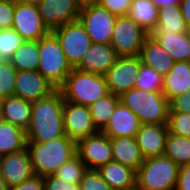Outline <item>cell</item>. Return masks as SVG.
I'll list each match as a JSON object with an SVG mask.
<instances>
[{"label":"cell","instance_id":"obj_1","mask_svg":"<svg viewBox=\"0 0 190 190\" xmlns=\"http://www.w3.org/2000/svg\"><path fill=\"white\" fill-rule=\"evenodd\" d=\"M63 105L64 100L59 90L32 102L31 121L26 130L27 142L45 143L65 135Z\"/></svg>","mask_w":190,"mask_h":190},{"label":"cell","instance_id":"obj_2","mask_svg":"<svg viewBox=\"0 0 190 190\" xmlns=\"http://www.w3.org/2000/svg\"><path fill=\"white\" fill-rule=\"evenodd\" d=\"M27 149L34 174L45 177L77 155V142L63 135L45 143L27 142Z\"/></svg>","mask_w":190,"mask_h":190},{"label":"cell","instance_id":"obj_3","mask_svg":"<svg viewBox=\"0 0 190 190\" xmlns=\"http://www.w3.org/2000/svg\"><path fill=\"white\" fill-rule=\"evenodd\" d=\"M119 98L139 118L141 124H167L169 101L162 91L132 88Z\"/></svg>","mask_w":190,"mask_h":190},{"label":"cell","instance_id":"obj_4","mask_svg":"<svg viewBox=\"0 0 190 190\" xmlns=\"http://www.w3.org/2000/svg\"><path fill=\"white\" fill-rule=\"evenodd\" d=\"M64 101L89 106L109 94L104 75L73 68L58 89Z\"/></svg>","mask_w":190,"mask_h":190},{"label":"cell","instance_id":"obj_5","mask_svg":"<svg viewBox=\"0 0 190 190\" xmlns=\"http://www.w3.org/2000/svg\"><path fill=\"white\" fill-rule=\"evenodd\" d=\"M38 72L57 90L73 69L67 61L60 42L53 32L38 40Z\"/></svg>","mask_w":190,"mask_h":190},{"label":"cell","instance_id":"obj_6","mask_svg":"<svg viewBox=\"0 0 190 190\" xmlns=\"http://www.w3.org/2000/svg\"><path fill=\"white\" fill-rule=\"evenodd\" d=\"M179 166L162 155L144 159L136 171V186L139 190H174Z\"/></svg>","mask_w":190,"mask_h":190},{"label":"cell","instance_id":"obj_7","mask_svg":"<svg viewBox=\"0 0 190 190\" xmlns=\"http://www.w3.org/2000/svg\"><path fill=\"white\" fill-rule=\"evenodd\" d=\"M149 34L128 15L116 18L111 47L118 56H139Z\"/></svg>","mask_w":190,"mask_h":190},{"label":"cell","instance_id":"obj_8","mask_svg":"<svg viewBox=\"0 0 190 190\" xmlns=\"http://www.w3.org/2000/svg\"><path fill=\"white\" fill-rule=\"evenodd\" d=\"M116 18L117 16L94 2L81 5L78 20L92 42L110 44Z\"/></svg>","mask_w":190,"mask_h":190},{"label":"cell","instance_id":"obj_9","mask_svg":"<svg viewBox=\"0 0 190 190\" xmlns=\"http://www.w3.org/2000/svg\"><path fill=\"white\" fill-rule=\"evenodd\" d=\"M60 42L61 48L72 68H76L84 53L92 44L91 38L79 20L68 22L52 31Z\"/></svg>","mask_w":190,"mask_h":190},{"label":"cell","instance_id":"obj_10","mask_svg":"<svg viewBox=\"0 0 190 190\" xmlns=\"http://www.w3.org/2000/svg\"><path fill=\"white\" fill-rule=\"evenodd\" d=\"M140 69L139 56H119L104 74L109 93L120 96L134 88Z\"/></svg>","mask_w":190,"mask_h":190},{"label":"cell","instance_id":"obj_11","mask_svg":"<svg viewBox=\"0 0 190 190\" xmlns=\"http://www.w3.org/2000/svg\"><path fill=\"white\" fill-rule=\"evenodd\" d=\"M12 28L25 41H38L50 32L43 23L37 5L15 2Z\"/></svg>","mask_w":190,"mask_h":190},{"label":"cell","instance_id":"obj_12","mask_svg":"<svg viewBox=\"0 0 190 190\" xmlns=\"http://www.w3.org/2000/svg\"><path fill=\"white\" fill-rule=\"evenodd\" d=\"M63 123L65 135L75 142L98 133L89 106L64 101Z\"/></svg>","mask_w":190,"mask_h":190},{"label":"cell","instance_id":"obj_13","mask_svg":"<svg viewBox=\"0 0 190 190\" xmlns=\"http://www.w3.org/2000/svg\"><path fill=\"white\" fill-rule=\"evenodd\" d=\"M77 155L88 169L98 170L113 160L110 138L102 132L80 139Z\"/></svg>","mask_w":190,"mask_h":190},{"label":"cell","instance_id":"obj_14","mask_svg":"<svg viewBox=\"0 0 190 190\" xmlns=\"http://www.w3.org/2000/svg\"><path fill=\"white\" fill-rule=\"evenodd\" d=\"M81 5L78 0H41L37 6L44 25L52 32L78 20Z\"/></svg>","mask_w":190,"mask_h":190},{"label":"cell","instance_id":"obj_15","mask_svg":"<svg viewBox=\"0 0 190 190\" xmlns=\"http://www.w3.org/2000/svg\"><path fill=\"white\" fill-rule=\"evenodd\" d=\"M0 173L8 189L32 178L35 174L27 147L0 156Z\"/></svg>","mask_w":190,"mask_h":190},{"label":"cell","instance_id":"obj_16","mask_svg":"<svg viewBox=\"0 0 190 190\" xmlns=\"http://www.w3.org/2000/svg\"><path fill=\"white\" fill-rule=\"evenodd\" d=\"M56 90L37 70L17 71L14 95L23 100L35 102L50 96Z\"/></svg>","mask_w":190,"mask_h":190},{"label":"cell","instance_id":"obj_17","mask_svg":"<svg viewBox=\"0 0 190 190\" xmlns=\"http://www.w3.org/2000/svg\"><path fill=\"white\" fill-rule=\"evenodd\" d=\"M168 136L167 124H141L136 141L144 159L162 156Z\"/></svg>","mask_w":190,"mask_h":190},{"label":"cell","instance_id":"obj_18","mask_svg":"<svg viewBox=\"0 0 190 190\" xmlns=\"http://www.w3.org/2000/svg\"><path fill=\"white\" fill-rule=\"evenodd\" d=\"M119 56L110 44L92 42L76 69L104 75Z\"/></svg>","mask_w":190,"mask_h":190},{"label":"cell","instance_id":"obj_19","mask_svg":"<svg viewBox=\"0 0 190 190\" xmlns=\"http://www.w3.org/2000/svg\"><path fill=\"white\" fill-rule=\"evenodd\" d=\"M140 126L139 118L119 101L108 125L101 132L109 138L136 137Z\"/></svg>","mask_w":190,"mask_h":190},{"label":"cell","instance_id":"obj_20","mask_svg":"<svg viewBox=\"0 0 190 190\" xmlns=\"http://www.w3.org/2000/svg\"><path fill=\"white\" fill-rule=\"evenodd\" d=\"M0 104L2 120L26 132L31 121L32 102L14 95L0 99Z\"/></svg>","mask_w":190,"mask_h":190},{"label":"cell","instance_id":"obj_21","mask_svg":"<svg viewBox=\"0 0 190 190\" xmlns=\"http://www.w3.org/2000/svg\"><path fill=\"white\" fill-rule=\"evenodd\" d=\"M190 89V62L177 61L163 77L162 92L170 102Z\"/></svg>","mask_w":190,"mask_h":190},{"label":"cell","instance_id":"obj_22","mask_svg":"<svg viewBox=\"0 0 190 190\" xmlns=\"http://www.w3.org/2000/svg\"><path fill=\"white\" fill-rule=\"evenodd\" d=\"M139 58L142 63L165 76L174 66L175 60L149 35L141 48Z\"/></svg>","mask_w":190,"mask_h":190},{"label":"cell","instance_id":"obj_23","mask_svg":"<svg viewBox=\"0 0 190 190\" xmlns=\"http://www.w3.org/2000/svg\"><path fill=\"white\" fill-rule=\"evenodd\" d=\"M113 160L137 171L144 158L135 137L110 138Z\"/></svg>","mask_w":190,"mask_h":190},{"label":"cell","instance_id":"obj_24","mask_svg":"<svg viewBox=\"0 0 190 190\" xmlns=\"http://www.w3.org/2000/svg\"><path fill=\"white\" fill-rule=\"evenodd\" d=\"M98 171L112 190H126L136 186V171L112 160Z\"/></svg>","mask_w":190,"mask_h":190},{"label":"cell","instance_id":"obj_25","mask_svg":"<svg viewBox=\"0 0 190 190\" xmlns=\"http://www.w3.org/2000/svg\"><path fill=\"white\" fill-rule=\"evenodd\" d=\"M151 36L175 60L190 62V31L184 33H152Z\"/></svg>","mask_w":190,"mask_h":190},{"label":"cell","instance_id":"obj_26","mask_svg":"<svg viewBox=\"0 0 190 190\" xmlns=\"http://www.w3.org/2000/svg\"><path fill=\"white\" fill-rule=\"evenodd\" d=\"M159 9L151 0H132L128 16L151 35L158 23Z\"/></svg>","mask_w":190,"mask_h":190},{"label":"cell","instance_id":"obj_27","mask_svg":"<svg viewBox=\"0 0 190 190\" xmlns=\"http://www.w3.org/2000/svg\"><path fill=\"white\" fill-rule=\"evenodd\" d=\"M179 5L159 9L158 23L153 33H184L189 32Z\"/></svg>","mask_w":190,"mask_h":190},{"label":"cell","instance_id":"obj_28","mask_svg":"<svg viewBox=\"0 0 190 190\" xmlns=\"http://www.w3.org/2000/svg\"><path fill=\"white\" fill-rule=\"evenodd\" d=\"M27 147L26 132L3 120L0 121V156Z\"/></svg>","mask_w":190,"mask_h":190},{"label":"cell","instance_id":"obj_29","mask_svg":"<svg viewBox=\"0 0 190 190\" xmlns=\"http://www.w3.org/2000/svg\"><path fill=\"white\" fill-rule=\"evenodd\" d=\"M119 101L118 95L109 93L89 105L92 122L98 132H101L108 125Z\"/></svg>","mask_w":190,"mask_h":190},{"label":"cell","instance_id":"obj_30","mask_svg":"<svg viewBox=\"0 0 190 190\" xmlns=\"http://www.w3.org/2000/svg\"><path fill=\"white\" fill-rule=\"evenodd\" d=\"M11 65L17 70L36 71L39 65L38 41H24L10 58Z\"/></svg>","mask_w":190,"mask_h":190},{"label":"cell","instance_id":"obj_31","mask_svg":"<svg viewBox=\"0 0 190 190\" xmlns=\"http://www.w3.org/2000/svg\"><path fill=\"white\" fill-rule=\"evenodd\" d=\"M163 155L179 167L190 164V138L168 132Z\"/></svg>","mask_w":190,"mask_h":190},{"label":"cell","instance_id":"obj_32","mask_svg":"<svg viewBox=\"0 0 190 190\" xmlns=\"http://www.w3.org/2000/svg\"><path fill=\"white\" fill-rule=\"evenodd\" d=\"M163 77L155 69L145 65L140 60L139 74L134 88L142 91H162Z\"/></svg>","mask_w":190,"mask_h":190},{"label":"cell","instance_id":"obj_33","mask_svg":"<svg viewBox=\"0 0 190 190\" xmlns=\"http://www.w3.org/2000/svg\"><path fill=\"white\" fill-rule=\"evenodd\" d=\"M87 169V166L82 162L79 156L76 155L64 163L54 175L62 180L69 181L71 184L79 185Z\"/></svg>","mask_w":190,"mask_h":190},{"label":"cell","instance_id":"obj_34","mask_svg":"<svg viewBox=\"0 0 190 190\" xmlns=\"http://www.w3.org/2000/svg\"><path fill=\"white\" fill-rule=\"evenodd\" d=\"M24 41L13 28L0 30V60L9 61Z\"/></svg>","mask_w":190,"mask_h":190},{"label":"cell","instance_id":"obj_35","mask_svg":"<svg viewBox=\"0 0 190 190\" xmlns=\"http://www.w3.org/2000/svg\"><path fill=\"white\" fill-rule=\"evenodd\" d=\"M16 74L10 61L0 60V99L14 96Z\"/></svg>","mask_w":190,"mask_h":190},{"label":"cell","instance_id":"obj_36","mask_svg":"<svg viewBox=\"0 0 190 190\" xmlns=\"http://www.w3.org/2000/svg\"><path fill=\"white\" fill-rule=\"evenodd\" d=\"M168 132L190 138V113L168 112Z\"/></svg>","mask_w":190,"mask_h":190},{"label":"cell","instance_id":"obj_37","mask_svg":"<svg viewBox=\"0 0 190 190\" xmlns=\"http://www.w3.org/2000/svg\"><path fill=\"white\" fill-rule=\"evenodd\" d=\"M79 186L81 190H112L96 169H87Z\"/></svg>","mask_w":190,"mask_h":190},{"label":"cell","instance_id":"obj_38","mask_svg":"<svg viewBox=\"0 0 190 190\" xmlns=\"http://www.w3.org/2000/svg\"><path fill=\"white\" fill-rule=\"evenodd\" d=\"M96 3L111 14L120 17L128 15L132 0H98Z\"/></svg>","mask_w":190,"mask_h":190},{"label":"cell","instance_id":"obj_39","mask_svg":"<svg viewBox=\"0 0 190 190\" xmlns=\"http://www.w3.org/2000/svg\"><path fill=\"white\" fill-rule=\"evenodd\" d=\"M13 15L14 1L0 0V30L12 28Z\"/></svg>","mask_w":190,"mask_h":190},{"label":"cell","instance_id":"obj_40","mask_svg":"<svg viewBox=\"0 0 190 190\" xmlns=\"http://www.w3.org/2000/svg\"><path fill=\"white\" fill-rule=\"evenodd\" d=\"M44 190H81V188L52 174L44 177Z\"/></svg>","mask_w":190,"mask_h":190},{"label":"cell","instance_id":"obj_41","mask_svg":"<svg viewBox=\"0 0 190 190\" xmlns=\"http://www.w3.org/2000/svg\"><path fill=\"white\" fill-rule=\"evenodd\" d=\"M169 112L190 113V89L169 102Z\"/></svg>","mask_w":190,"mask_h":190},{"label":"cell","instance_id":"obj_42","mask_svg":"<svg viewBox=\"0 0 190 190\" xmlns=\"http://www.w3.org/2000/svg\"><path fill=\"white\" fill-rule=\"evenodd\" d=\"M9 190H44V177L34 175L29 180H26Z\"/></svg>","mask_w":190,"mask_h":190},{"label":"cell","instance_id":"obj_43","mask_svg":"<svg viewBox=\"0 0 190 190\" xmlns=\"http://www.w3.org/2000/svg\"><path fill=\"white\" fill-rule=\"evenodd\" d=\"M174 190H190V164L179 167Z\"/></svg>","mask_w":190,"mask_h":190},{"label":"cell","instance_id":"obj_44","mask_svg":"<svg viewBox=\"0 0 190 190\" xmlns=\"http://www.w3.org/2000/svg\"><path fill=\"white\" fill-rule=\"evenodd\" d=\"M181 13L185 19L186 25L190 30V0H181L180 3Z\"/></svg>","mask_w":190,"mask_h":190},{"label":"cell","instance_id":"obj_45","mask_svg":"<svg viewBox=\"0 0 190 190\" xmlns=\"http://www.w3.org/2000/svg\"><path fill=\"white\" fill-rule=\"evenodd\" d=\"M155 6L160 9L162 7H169L170 4L172 5H180L181 0H151Z\"/></svg>","mask_w":190,"mask_h":190},{"label":"cell","instance_id":"obj_46","mask_svg":"<svg viewBox=\"0 0 190 190\" xmlns=\"http://www.w3.org/2000/svg\"><path fill=\"white\" fill-rule=\"evenodd\" d=\"M15 3L38 5L41 0H13Z\"/></svg>","mask_w":190,"mask_h":190},{"label":"cell","instance_id":"obj_47","mask_svg":"<svg viewBox=\"0 0 190 190\" xmlns=\"http://www.w3.org/2000/svg\"><path fill=\"white\" fill-rule=\"evenodd\" d=\"M0 190H9L6 183L0 173Z\"/></svg>","mask_w":190,"mask_h":190},{"label":"cell","instance_id":"obj_48","mask_svg":"<svg viewBox=\"0 0 190 190\" xmlns=\"http://www.w3.org/2000/svg\"><path fill=\"white\" fill-rule=\"evenodd\" d=\"M81 4H85V3H94L97 2L98 0H78Z\"/></svg>","mask_w":190,"mask_h":190},{"label":"cell","instance_id":"obj_49","mask_svg":"<svg viewBox=\"0 0 190 190\" xmlns=\"http://www.w3.org/2000/svg\"><path fill=\"white\" fill-rule=\"evenodd\" d=\"M126 190H139V189L137 188V186H134V187H132L130 189H126Z\"/></svg>","mask_w":190,"mask_h":190},{"label":"cell","instance_id":"obj_50","mask_svg":"<svg viewBox=\"0 0 190 190\" xmlns=\"http://www.w3.org/2000/svg\"><path fill=\"white\" fill-rule=\"evenodd\" d=\"M2 120V115H1V104H0V121Z\"/></svg>","mask_w":190,"mask_h":190}]
</instances>
